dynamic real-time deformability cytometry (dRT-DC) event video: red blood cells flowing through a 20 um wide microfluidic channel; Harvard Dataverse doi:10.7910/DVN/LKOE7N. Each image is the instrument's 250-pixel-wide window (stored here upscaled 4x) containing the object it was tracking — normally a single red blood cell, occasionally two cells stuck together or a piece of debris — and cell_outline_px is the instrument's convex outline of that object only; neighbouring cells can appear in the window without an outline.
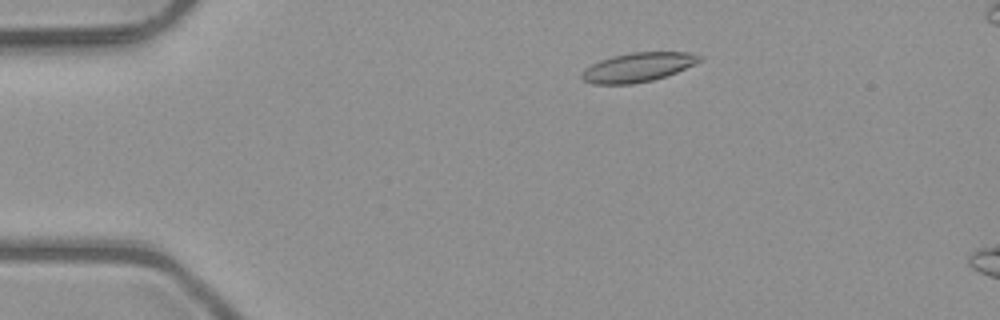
{"species": "common noctule bat (a hibernating species)", "species_latin": "Nyctalus noctula", "temperature_condition": "room temperature", "stored_images_in_passage": 49, "camera_frame_rate_fps": 3000, "um_per_image_px": 0.085, "animal": {"sex": "male", "body_mass_g": 23.1, "forearm_length_mm": 52.7}, "frame": {"image": 1, "passage_image": 8, "time_ms": 2.333, "image_size_px": [1000, 320], "cell_outline_px": [[700, 60], [676, 72], [652, 80], [632, 84], [592, 84], [584, 80], [580, 76], [584, 68], [600, 60], [612, 56], [632, 52], [688, 52], [700, 56]], "centroid_in_image_um": [54.14, 5.72], "position_along_channel_um": 30.9, "area_um2": 19.71}}
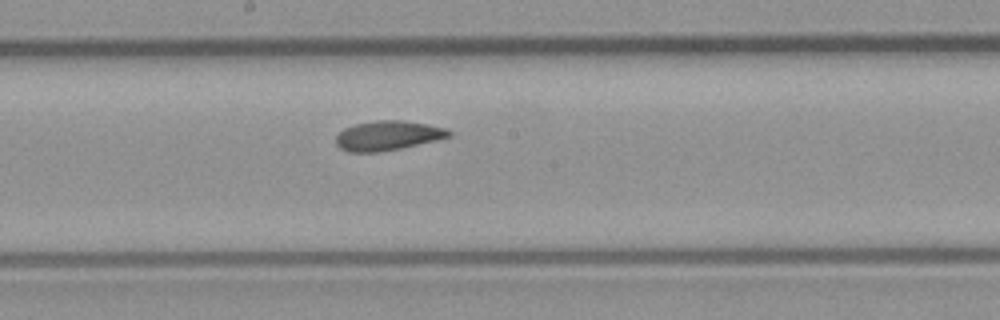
{"frame": {"image": 2, "passage_image": 26, "time_ms": 8.333, "image_size_px": [1000, 320], "cell_outline_px": [[452, 136], [436, 140], [400, 148], [380, 152], [348, 152], [340, 148], [336, 144], [336, 136], [344, 128], [356, 124], [376, 120], [400, 120], [424, 124], [444, 128], [452, 132]], "centroid_in_image_um": [32.93, 11.53], "position_along_channel_um": 215.3, "area_um2": 19.25}}
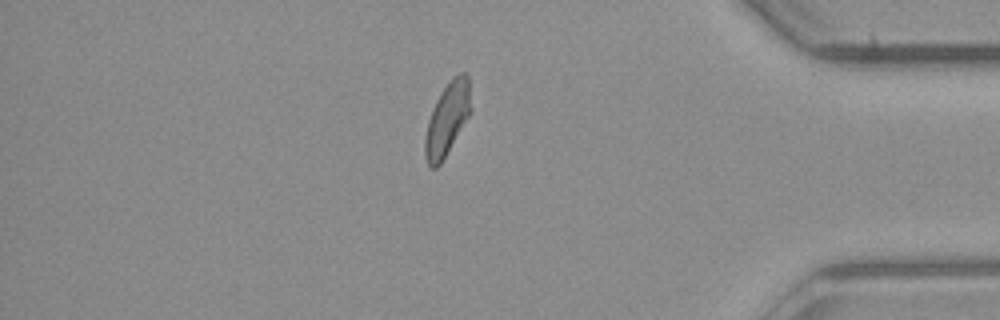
{"frame": {"image": 3, "passage_image": 42, "time_ms": 13.667, "image_size_px": [1000, 320], "cell_outline_px": [[472, 112], [440, 164], [436, 168], [428, 168], [424, 156], [424, 140], [428, 120], [432, 108], [436, 100], [452, 76], [460, 72], [464, 72], [468, 76], [472, 108]], "centroid_in_image_um": [38.02, 10.12], "position_along_channel_um": 397.2, "area_um2": 19.71}, "authors_computed_cell_mechanics": {"area_um2": 19.5364, "velocity_mm_per_s": 4.025, "shape_relaxation_time_tau1_ms": 4.3665, "shape_relaxation_time_tau2_ms": 2.1958, "deformation_change_tau1": 0.1313, "deformation_change_tau2": 0.0901}}